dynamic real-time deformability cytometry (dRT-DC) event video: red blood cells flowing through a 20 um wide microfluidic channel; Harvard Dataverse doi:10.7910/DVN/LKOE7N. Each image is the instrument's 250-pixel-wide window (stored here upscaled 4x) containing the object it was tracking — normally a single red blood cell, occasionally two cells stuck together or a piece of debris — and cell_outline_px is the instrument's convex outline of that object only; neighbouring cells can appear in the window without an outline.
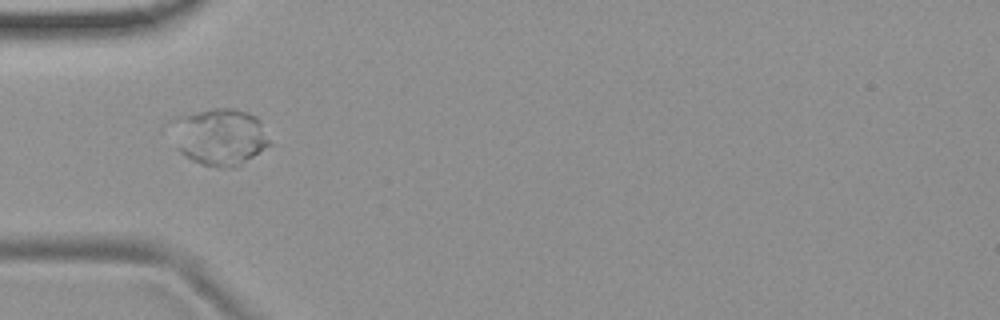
{"species": "common noctule bat (a hibernating species)", "species_latin": "Nyctalus noctula", "temperature_condition": "room temperature", "stored_images_in_passage": 4, "camera_frame_rate_fps": 3000, "um_per_image_px": 0.085, "animal": {"sex": "female", "body_mass_g": 19.9}, "frame": {"image": 1, "passage_image": 3, "time_ms": 2.0, "image_size_px": [1000, 320], "cell_outline_px": [[272, 144], [232, 168], [200, 164], [184, 156], [176, 148], [168, 124], [168, 120], [176, 116], [212, 108], [232, 108], [256, 116], [260, 120]], "centroid_in_image_um": [18.59, 11.59], "position_along_channel_um": 66.4, "area_um2": 32.77}}
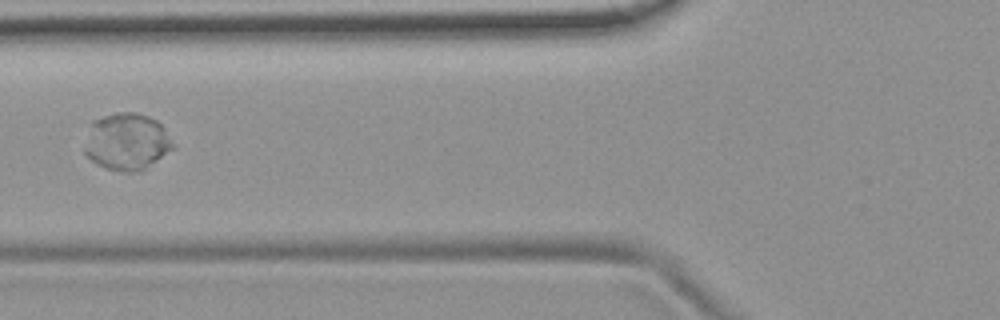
{"frame": {"image": 2, "passage_image": 4, "time_ms": 3.333, "image_size_px": [1000, 320], "cell_outline_px": [[172, 148], [144, 168], [136, 172], [128, 172], [108, 168], [96, 164], [84, 152], [92, 120], [116, 112], [136, 112], [148, 116], [156, 120], [164, 128], [172, 144]], "centroid_in_image_um": [10.75, 12.02], "position_along_channel_um": 115.1, "area_um2": 28.5}}